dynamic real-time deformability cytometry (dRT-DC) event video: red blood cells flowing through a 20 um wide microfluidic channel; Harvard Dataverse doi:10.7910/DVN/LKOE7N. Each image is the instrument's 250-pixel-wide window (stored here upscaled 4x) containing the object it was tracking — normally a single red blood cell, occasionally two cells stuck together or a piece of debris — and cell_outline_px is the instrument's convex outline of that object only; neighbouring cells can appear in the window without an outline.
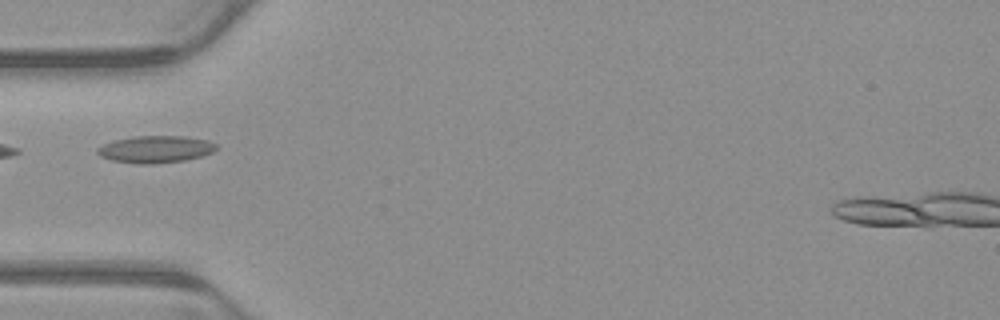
{"species": "common noctule bat (a hibernating species)", "species_latin": "Nyctalus noctula", "temperature_condition": "warm", "stored_images_in_passage": 3, "camera_frame_rate_fps": 3000, "um_per_image_px": 0.085, "animal": {"sex": "male", "body_mass_g": 23.1, "forearm_length_mm": 52.7}, "frame": {"image": 1, "passage_image": 2, "time_ms": 0.333, "image_size_px": [1000, 320], "cell_outline_px": [[216, 148], [212, 152], [200, 156], [184, 160], [152, 164], [140, 164], [112, 160], [100, 156], [96, 152], [96, 148], [112, 140], [132, 136], [184, 136], [208, 140], [216, 144]], "centroid_in_image_um": [13.18, 12.67], "position_along_channel_um": 71.8, "area_um2": 18.73}}
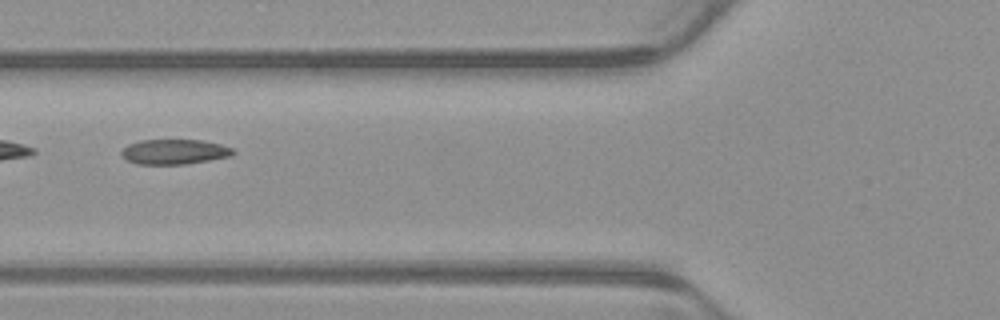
{"frame": {"image": 2, "passage_image": 3, "time_ms": 0.667, "image_size_px": [1000, 320], "cell_outline_px": [[236, 152], [232, 156], [184, 164], [136, 164], [128, 160], [120, 152], [128, 144], [140, 140], [200, 140], [220, 144], [232, 148]], "centroid_in_image_um": [14.83, 12.9], "position_along_channel_um": 111.0, "area_um2": 16.13}}